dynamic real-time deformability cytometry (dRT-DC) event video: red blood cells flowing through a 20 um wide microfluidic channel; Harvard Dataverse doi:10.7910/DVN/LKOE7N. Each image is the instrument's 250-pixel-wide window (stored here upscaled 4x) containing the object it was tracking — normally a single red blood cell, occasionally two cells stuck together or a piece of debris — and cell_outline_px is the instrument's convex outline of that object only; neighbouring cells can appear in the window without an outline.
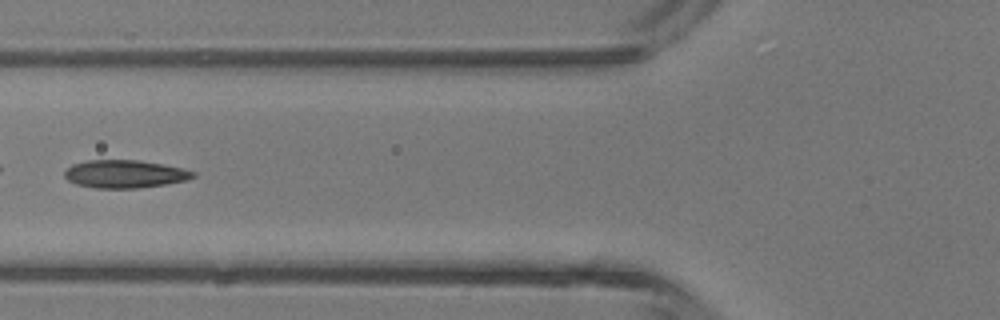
{"species": "common noctule bat (a hibernating species)", "species_latin": "Nyctalus noctula", "temperature_condition": "room temperature", "stored_images_in_passage": 5, "camera_frame_rate_fps": 3000, "um_per_image_px": 0.085, "animal": {"sex": "male", "body_mass_g": 13.3}, "frame": {"image": 1, "passage_image": 5, "time_ms": 4.667, "image_size_px": [1000, 320], "cell_outline_px": [[196, 176], [184, 180], [164, 184], [136, 188], [96, 188], [76, 184], [68, 180], [64, 176], [64, 172], [72, 164], [88, 160], [136, 160], [160, 164], [180, 168], [196, 172]], "centroid_in_image_um": [10.56, 14.79], "position_along_channel_um": 115.2, "area_um2": 20.58}}